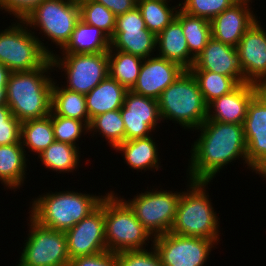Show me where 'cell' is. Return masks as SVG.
<instances>
[{
    "label": "cell",
    "instance_id": "obj_36",
    "mask_svg": "<svg viewBox=\"0 0 266 266\" xmlns=\"http://www.w3.org/2000/svg\"><path fill=\"white\" fill-rule=\"evenodd\" d=\"M50 116L56 141L78 146L76 141L80 140L83 133L89 132V126L84 121L54 115L52 112Z\"/></svg>",
    "mask_w": 266,
    "mask_h": 266
},
{
    "label": "cell",
    "instance_id": "obj_12",
    "mask_svg": "<svg viewBox=\"0 0 266 266\" xmlns=\"http://www.w3.org/2000/svg\"><path fill=\"white\" fill-rule=\"evenodd\" d=\"M215 241L166 233L154 237L151 246L157 251L163 266H203Z\"/></svg>",
    "mask_w": 266,
    "mask_h": 266
},
{
    "label": "cell",
    "instance_id": "obj_11",
    "mask_svg": "<svg viewBox=\"0 0 266 266\" xmlns=\"http://www.w3.org/2000/svg\"><path fill=\"white\" fill-rule=\"evenodd\" d=\"M62 56L55 52L51 60L54 69L65 72L67 85L63 87L67 90L86 95L109 75L108 52Z\"/></svg>",
    "mask_w": 266,
    "mask_h": 266
},
{
    "label": "cell",
    "instance_id": "obj_25",
    "mask_svg": "<svg viewBox=\"0 0 266 266\" xmlns=\"http://www.w3.org/2000/svg\"><path fill=\"white\" fill-rule=\"evenodd\" d=\"M26 150L21 142L0 146V182L7 189L20 188L26 179Z\"/></svg>",
    "mask_w": 266,
    "mask_h": 266
},
{
    "label": "cell",
    "instance_id": "obj_16",
    "mask_svg": "<svg viewBox=\"0 0 266 266\" xmlns=\"http://www.w3.org/2000/svg\"><path fill=\"white\" fill-rule=\"evenodd\" d=\"M125 126V140L152 136L158 121H162L158 100L127 90L120 109Z\"/></svg>",
    "mask_w": 266,
    "mask_h": 266
},
{
    "label": "cell",
    "instance_id": "obj_32",
    "mask_svg": "<svg viewBox=\"0 0 266 266\" xmlns=\"http://www.w3.org/2000/svg\"><path fill=\"white\" fill-rule=\"evenodd\" d=\"M176 19L181 23L190 54L196 58L212 38L209 20L178 10Z\"/></svg>",
    "mask_w": 266,
    "mask_h": 266
},
{
    "label": "cell",
    "instance_id": "obj_14",
    "mask_svg": "<svg viewBox=\"0 0 266 266\" xmlns=\"http://www.w3.org/2000/svg\"><path fill=\"white\" fill-rule=\"evenodd\" d=\"M65 235L70 260L106 251L104 198L93 212L65 231Z\"/></svg>",
    "mask_w": 266,
    "mask_h": 266
},
{
    "label": "cell",
    "instance_id": "obj_38",
    "mask_svg": "<svg viewBox=\"0 0 266 266\" xmlns=\"http://www.w3.org/2000/svg\"><path fill=\"white\" fill-rule=\"evenodd\" d=\"M21 122L6 103L0 104V146L20 142Z\"/></svg>",
    "mask_w": 266,
    "mask_h": 266
},
{
    "label": "cell",
    "instance_id": "obj_40",
    "mask_svg": "<svg viewBox=\"0 0 266 266\" xmlns=\"http://www.w3.org/2000/svg\"><path fill=\"white\" fill-rule=\"evenodd\" d=\"M44 0H0V10L14 15L17 20H24Z\"/></svg>",
    "mask_w": 266,
    "mask_h": 266
},
{
    "label": "cell",
    "instance_id": "obj_26",
    "mask_svg": "<svg viewBox=\"0 0 266 266\" xmlns=\"http://www.w3.org/2000/svg\"><path fill=\"white\" fill-rule=\"evenodd\" d=\"M110 49V38L101 29L86 24L83 20L76 23L71 38L61 54L102 53Z\"/></svg>",
    "mask_w": 266,
    "mask_h": 266
},
{
    "label": "cell",
    "instance_id": "obj_41",
    "mask_svg": "<svg viewBox=\"0 0 266 266\" xmlns=\"http://www.w3.org/2000/svg\"><path fill=\"white\" fill-rule=\"evenodd\" d=\"M69 266H118L117 253L106 250L98 254L79 256L71 259Z\"/></svg>",
    "mask_w": 266,
    "mask_h": 266
},
{
    "label": "cell",
    "instance_id": "obj_9",
    "mask_svg": "<svg viewBox=\"0 0 266 266\" xmlns=\"http://www.w3.org/2000/svg\"><path fill=\"white\" fill-rule=\"evenodd\" d=\"M29 233L18 260L20 266H69L64 231L41 226L29 215Z\"/></svg>",
    "mask_w": 266,
    "mask_h": 266
},
{
    "label": "cell",
    "instance_id": "obj_43",
    "mask_svg": "<svg viewBox=\"0 0 266 266\" xmlns=\"http://www.w3.org/2000/svg\"><path fill=\"white\" fill-rule=\"evenodd\" d=\"M10 73L11 71L0 63V104L5 103V90Z\"/></svg>",
    "mask_w": 266,
    "mask_h": 266
},
{
    "label": "cell",
    "instance_id": "obj_6",
    "mask_svg": "<svg viewBox=\"0 0 266 266\" xmlns=\"http://www.w3.org/2000/svg\"><path fill=\"white\" fill-rule=\"evenodd\" d=\"M12 23L0 31V63L11 72L33 71L42 67L54 55L53 50H48V46L24 20Z\"/></svg>",
    "mask_w": 266,
    "mask_h": 266
},
{
    "label": "cell",
    "instance_id": "obj_44",
    "mask_svg": "<svg viewBox=\"0 0 266 266\" xmlns=\"http://www.w3.org/2000/svg\"><path fill=\"white\" fill-rule=\"evenodd\" d=\"M258 87L259 92L266 98V80H264Z\"/></svg>",
    "mask_w": 266,
    "mask_h": 266
},
{
    "label": "cell",
    "instance_id": "obj_18",
    "mask_svg": "<svg viewBox=\"0 0 266 266\" xmlns=\"http://www.w3.org/2000/svg\"><path fill=\"white\" fill-rule=\"evenodd\" d=\"M184 71L185 69L177 63L157 55L145 58L137 82L131 91L158 100L161 93Z\"/></svg>",
    "mask_w": 266,
    "mask_h": 266
},
{
    "label": "cell",
    "instance_id": "obj_24",
    "mask_svg": "<svg viewBox=\"0 0 266 266\" xmlns=\"http://www.w3.org/2000/svg\"><path fill=\"white\" fill-rule=\"evenodd\" d=\"M152 137L125 140L118 144L114 150L123 153V158L129 168L137 171L158 170L160 167V158H158V149L155 140Z\"/></svg>",
    "mask_w": 266,
    "mask_h": 266
},
{
    "label": "cell",
    "instance_id": "obj_35",
    "mask_svg": "<svg viewBox=\"0 0 266 266\" xmlns=\"http://www.w3.org/2000/svg\"><path fill=\"white\" fill-rule=\"evenodd\" d=\"M80 19L86 24L97 27L111 38L115 31L116 15L103 4L94 0H78Z\"/></svg>",
    "mask_w": 266,
    "mask_h": 266
},
{
    "label": "cell",
    "instance_id": "obj_29",
    "mask_svg": "<svg viewBox=\"0 0 266 266\" xmlns=\"http://www.w3.org/2000/svg\"><path fill=\"white\" fill-rule=\"evenodd\" d=\"M143 60L141 57L120 50H109V76L127 90H131L137 82Z\"/></svg>",
    "mask_w": 266,
    "mask_h": 266
},
{
    "label": "cell",
    "instance_id": "obj_22",
    "mask_svg": "<svg viewBox=\"0 0 266 266\" xmlns=\"http://www.w3.org/2000/svg\"><path fill=\"white\" fill-rule=\"evenodd\" d=\"M157 56L177 63L189 70L195 61L190 54L181 23L175 18L156 36Z\"/></svg>",
    "mask_w": 266,
    "mask_h": 266
},
{
    "label": "cell",
    "instance_id": "obj_20",
    "mask_svg": "<svg viewBox=\"0 0 266 266\" xmlns=\"http://www.w3.org/2000/svg\"><path fill=\"white\" fill-rule=\"evenodd\" d=\"M259 93L258 85L241 83L233 91L207 105V119L224 123L243 124L251 100Z\"/></svg>",
    "mask_w": 266,
    "mask_h": 266
},
{
    "label": "cell",
    "instance_id": "obj_8",
    "mask_svg": "<svg viewBox=\"0 0 266 266\" xmlns=\"http://www.w3.org/2000/svg\"><path fill=\"white\" fill-rule=\"evenodd\" d=\"M80 20L78 0H44L25 19L32 30L40 29L61 50Z\"/></svg>",
    "mask_w": 266,
    "mask_h": 266
},
{
    "label": "cell",
    "instance_id": "obj_7",
    "mask_svg": "<svg viewBox=\"0 0 266 266\" xmlns=\"http://www.w3.org/2000/svg\"><path fill=\"white\" fill-rule=\"evenodd\" d=\"M104 218L108 251L117 253L144 250L147 242L154 239L136 218L129 205L114 191L108 192L104 197Z\"/></svg>",
    "mask_w": 266,
    "mask_h": 266
},
{
    "label": "cell",
    "instance_id": "obj_5",
    "mask_svg": "<svg viewBox=\"0 0 266 266\" xmlns=\"http://www.w3.org/2000/svg\"><path fill=\"white\" fill-rule=\"evenodd\" d=\"M158 106L163 122L172 120L186 130H196L207 119V104L189 70L161 93Z\"/></svg>",
    "mask_w": 266,
    "mask_h": 266
},
{
    "label": "cell",
    "instance_id": "obj_39",
    "mask_svg": "<svg viewBox=\"0 0 266 266\" xmlns=\"http://www.w3.org/2000/svg\"><path fill=\"white\" fill-rule=\"evenodd\" d=\"M150 249L117 252L118 266H163L155 248Z\"/></svg>",
    "mask_w": 266,
    "mask_h": 266
},
{
    "label": "cell",
    "instance_id": "obj_10",
    "mask_svg": "<svg viewBox=\"0 0 266 266\" xmlns=\"http://www.w3.org/2000/svg\"><path fill=\"white\" fill-rule=\"evenodd\" d=\"M149 190L131 200L122 198L133 210L136 218L154 238L169 233L175 220L182 192Z\"/></svg>",
    "mask_w": 266,
    "mask_h": 266
},
{
    "label": "cell",
    "instance_id": "obj_34",
    "mask_svg": "<svg viewBox=\"0 0 266 266\" xmlns=\"http://www.w3.org/2000/svg\"><path fill=\"white\" fill-rule=\"evenodd\" d=\"M94 132H99V135H102L101 137H104L113 149L118 144L123 143L125 141V126L120 109L95 116L90 121L88 133L95 136L96 133Z\"/></svg>",
    "mask_w": 266,
    "mask_h": 266
},
{
    "label": "cell",
    "instance_id": "obj_15",
    "mask_svg": "<svg viewBox=\"0 0 266 266\" xmlns=\"http://www.w3.org/2000/svg\"><path fill=\"white\" fill-rule=\"evenodd\" d=\"M243 127L249 169L266 179V98L260 92L248 106Z\"/></svg>",
    "mask_w": 266,
    "mask_h": 266
},
{
    "label": "cell",
    "instance_id": "obj_4",
    "mask_svg": "<svg viewBox=\"0 0 266 266\" xmlns=\"http://www.w3.org/2000/svg\"><path fill=\"white\" fill-rule=\"evenodd\" d=\"M187 191H183L177 205L171 233L199 237L220 242V222L212 207L211 198L207 193L206 181H191L188 178Z\"/></svg>",
    "mask_w": 266,
    "mask_h": 266
},
{
    "label": "cell",
    "instance_id": "obj_42",
    "mask_svg": "<svg viewBox=\"0 0 266 266\" xmlns=\"http://www.w3.org/2000/svg\"><path fill=\"white\" fill-rule=\"evenodd\" d=\"M99 4H103L107 9L111 10L116 16L126 13L137 6V0H94Z\"/></svg>",
    "mask_w": 266,
    "mask_h": 266
},
{
    "label": "cell",
    "instance_id": "obj_31",
    "mask_svg": "<svg viewBox=\"0 0 266 266\" xmlns=\"http://www.w3.org/2000/svg\"><path fill=\"white\" fill-rule=\"evenodd\" d=\"M171 0H138L137 7L146 28L156 36L168 26L177 15L180 2L176 6L168 4ZM171 7H170V6Z\"/></svg>",
    "mask_w": 266,
    "mask_h": 266
},
{
    "label": "cell",
    "instance_id": "obj_37",
    "mask_svg": "<svg viewBox=\"0 0 266 266\" xmlns=\"http://www.w3.org/2000/svg\"><path fill=\"white\" fill-rule=\"evenodd\" d=\"M237 0H184L180 9L185 13L211 21Z\"/></svg>",
    "mask_w": 266,
    "mask_h": 266
},
{
    "label": "cell",
    "instance_id": "obj_3",
    "mask_svg": "<svg viewBox=\"0 0 266 266\" xmlns=\"http://www.w3.org/2000/svg\"><path fill=\"white\" fill-rule=\"evenodd\" d=\"M104 197L69 190L46 192L32 199L29 213L41 226L65 232L93 212Z\"/></svg>",
    "mask_w": 266,
    "mask_h": 266
},
{
    "label": "cell",
    "instance_id": "obj_2",
    "mask_svg": "<svg viewBox=\"0 0 266 266\" xmlns=\"http://www.w3.org/2000/svg\"><path fill=\"white\" fill-rule=\"evenodd\" d=\"M51 58L33 71L11 72L6 84L5 103L22 123L50 115L52 102ZM47 74V75H46Z\"/></svg>",
    "mask_w": 266,
    "mask_h": 266
},
{
    "label": "cell",
    "instance_id": "obj_23",
    "mask_svg": "<svg viewBox=\"0 0 266 266\" xmlns=\"http://www.w3.org/2000/svg\"><path fill=\"white\" fill-rule=\"evenodd\" d=\"M127 89L109 75L85 95L90 121L100 114L121 109Z\"/></svg>",
    "mask_w": 266,
    "mask_h": 266
},
{
    "label": "cell",
    "instance_id": "obj_27",
    "mask_svg": "<svg viewBox=\"0 0 266 266\" xmlns=\"http://www.w3.org/2000/svg\"><path fill=\"white\" fill-rule=\"evenodd\" d=\"M56 84L55 80L52 85L51 112L54 115L84 121L89 126L90 119L85 95L67 90L63 85L59 87V84Z\"/></svg>",
    "mask_w": 266,
    "mask_h": 266
},
{
    "label": "cell",
    "instance_id": "obj_28",
    "mask_svg": "<svg viewBox=\"0 0 266 266\" xmlns=\"http://www.w3.org/2000/svg\"><path fill=\"white\" fill-rule=\"evenodd\" d=\"M54 141V130L50 115L21 123L20 142L22 147H27L26 149L29 152H34L39 155Z\"/></svg>",
    "mask_w": 266,
    "mask_h": 266
},
{
    "label": "cell",
    "instance_id": "obj_19",
    "mask_svg": "<svg viewBox=\"0 0 266 266\" xmlns=\"http://www.w3.org/2000/svg\"><path fill=\"white\" fill-rule=\"evenodd\" d=\"M252 0H237L229 8L214 17L211 23L212 38L222 43L237 47L244 33L257 20L252 7Z\"/></svg>",
    "mask_w": 266,
    "mask_h": 266
},
{
    "label": "cell",
    "instance_id": "obj_30",
    "mask_svg": "<svg viewBox=\"0 0 266 266\" xmlns=\"http://www.w3.org/2000/svg\"><path fill=\"white\" fill-rule=\"evenodd\" d=\"M79 146L54 141L47 149L42 151L38 157L45 168L63 173L73 172L80 165Z\"/></svg>",
    "mask_w": 266,
    "mask_h": 266
},
{
    "label": "cell",
    "instance_id": "obj_1",
    "mask_svg": "<svg viewBox=\"0 0 266 266\" xmlns=\"http://www.w3.org/2000/svg\"><path fill=\"white\" fill-rule=\"evenodd\" d=\"M191 146L187 172L191 181L211 182L229 163L242 158L249 168L243 124L205 120Z\"/></svg>",
    "mask_w": 266,
    "mask_h": 266
},
{
    "label": "cell",
    "instance_id": "obj_33",
    "mask_svg": "<svg viewBox=\"0 0 266 266\" xmlns=\"http://www.w3.org/2000/svg\"><path fill=\"white\" fill-rule=\"evenodd\" d=\"M196 79L205 103L233 91L239 84L229 76L207 70H189Z\"/></svg>",
    "mask_w": 266,
    "mask_h": 266
},
{
    "label": "cell",
    "instance_id": "obj_17",
    "mask_svg": "<svg viewBox=\"0 0 266 266\" xmlns=\"http://www.w3.org/2000/svg\"><path fill=\"white\" fill-rule=\"evenodd\" d=\"M236 48L244 83L259 86L266 80V30L258 19L244 33Z\"/></svg>",
    "mask_w": 266,
    "mask_h": 266
},
{
    "label": "cell",
    "instance_id": "obj_13",
    "mask_svg": "<svg viewBox=\"0 0 266 266\" xmlns=\"http://www.w3.org/2000/svg\"><path fill=\"white\" fill-rule=\"evenodd\" d=\"M109 50H120L143 59L155 55L156 35L146 28L137 6L116 16L115 31L110 38Z\"/></svg>",
    "mask_w": 266,
    "mask_h": 266
},
{
    "label": "cell",
    "instance_id": "obj_21",
    "mask_svg": "<svg viewBox=\"0 0 266 266\" xmlns=\"http://www.w3.org/2000/svg\"><path fill=\"white\" fill-rule=\"evenodd\" d=\"M189 70H207L232 77L238 84L244 83L236 47L211 38L203 51L195 58Z\"/></svg>",
    "mask_w": 266,
    "mask_h": 266
}]
</instances>
